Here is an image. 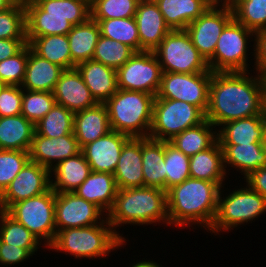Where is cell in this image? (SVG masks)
I'll return each mask as SVG.
<instances>
[{"label": "cell", "mask_w": 266, "mask_h": 267, "mask_svg": "<svg viewBox=\"0 0 266 267\" xmlns=\"http://www.w3.org/2000/svg\"><path fill=\"white\" fill-rule=\"evenodd\" d=\"M100 35L99 25L91 17L86 22L72 27L67 34L71 54V69L81 62L92 60Z\"/></svg>", "instance_id": "32"}, {"label": "cell", "mask_w": 266, "mask_h": 267, "mask_svg": "<svg viewBox=\"0 0 266 267\" xmlns=\"http://www.w3.org/2000/svg\"><path fill=\"white\" fill-rule=\"evenodd\" d=\"M207 119L197 126L175 135L169 142L187 156L195 155L212 147L218 141V132ZM214 130V131H213Z\"/></svg>", "instance_id": "34"}, {"label": "cell", "mask_w": 266, "mask_h": 267, "mask_svg": "<svg viewBox=\"0 0 266 267\" xmlns=\"http://www.w3.org/2000/svg\"><path fill=\"white\" fill-rule=\"evenodd\" d=\"M111 131L108 110L105 104L75 112L73 134L79 147L93 142Z\"/></svg>", "instance_id": "23"}, {"label": "cell", "mask_w": 266, "mask_h": 267, "mask_svg": "<svg viewBox=\"0 0 266 267\" xmlns=\"http://www.w3.org/2000/svg\"><path fill=\"white\" fill-rule=\"evenodd\" d=\"M171 30L186 27L211 5L205 0H154Z\"/></svg>", "instance_id": "31"}, {"label": "cell", "mask_w": 266, "mask_h": 267, "mask_svg": "<svg viewBox=\"0 0 266 267\" xmlns=\"http://www.w3.org/2000/svg\"><path fill=\"white\" fill-rule=\"evenodd\" d=\"M153 52L163 72H212L185 29L171 30Z\"/></svg>", "instance_id": "9"}, {"label": "cell", "mask_w": 266, "mask_h": 267, "mask_svg": "<svg viewBox=\"0 0 266 267\" xmlns=\"http://www.w3.org/2000/svg\"><path fill=\"white\" fill-rule=\"evenodd\" d=\"M250 36L255 37V33L233 18L219 36L213 57L207 62L209 69L212 72L250 71L247 62Z\"/></svg>", "instance_id": "10"}, {"label": "cell", "mask_w": 266, "mask_h": 267, "mask_svg": "<svg viewBox=\"0 0 266 267\" xmlns=\"http://www.w3.org/2000/svg\"><path fill=\"white\" fill-rule=\"evenodd\" d=\"M50 173L51 188L55 193L73 192L87 179L91 168L83 153L80 152L59 162L50 170Z\"/></svg>", "instance_id": "27"}, {"label": "cell", "mask_w": 266, "mask_h": 267, "mask_svg": "<svg viewBox=\"0 0 266 267\" xmlns=\"http://www.w3.org/2000/svg\"><path fill=\"white\" fill-rule=\"evenodd\" d=\"M93 20L98 23L102 36L126 44L135 52H140V38L135 17Z\"/></svg>", "instance_id": "36"}, {"label": "cell", "mask_w": 266, "mask_h": 267, "mask_svg": "<svg viewBox=\"0 0 266 267\" xmlns=\"http://www.w3.org/2000/svg\"><path fill=\"white\" fill-rule=\"evenodd\" d=\"M131 266L132 267H162V265L160 266L156 262L150 261V260L139 261V262H137V263H135V264H133Z\"/></svg>", "instance_id": "52"}, {"label": "cell", "mask_w": 266, "mask_h": 267, "mask_svg": "<svg viewBox=\"0 0 266 267\" xmlns=\"http://www.w3.org/2000/svg\"><path fill=\"white\" fill-rule=\"evenodd\" d=\"M130 139L129 136L111 130L99 139L81 148L91 171L114 173L122 147Z\"/></svg>", "instance_id": "17"}, {"label": "cell", "mask_w": 266, "mask_h": 267, "mask_svg": "<svg viewBox=\"0 0 266 267\" xmlns=\"http://www.w3.org/2000/svg\"><path fill=\"white\" fill-rule=\"evenodd\" d=\"M15 3L19 4V0H14Z\"/></svg>", "instance_id": "58"}, {"label": "cell", "mask_w": 266, "mask_h": 267, "mask_svg": "<svg viewBox=\"0 0 266 267\" xmlns=\"http://www.w3.org/2000/svg\"><path fill=\"white\" fill-rule=\"evenodd\" d=\"M29 161V151L0 150V194Z\"/></svg>", "instance_id": "45"}, {"label": "cell", "mask_w": 266, "mask_h": 267, "mask_svg": "<svg viewBox=\"0 0 266 267\" xmlns=\"http://www.w3.org/2000/svg\"><path fill=\"white\" fill-rule=\"evenodd\" d=\"M264 126H265V141H264V143H266V116H264Z\"/></svg>", "instance_id": "57"}, {"label": "cell", "mask_w": 266, "mask_h": 267, "mask_svg": "<svg viewBox=\"0 0 266 267\" xmlns=\"http://www.w3.org/2000/svg\"><path fill=\"white\" fill-rule=\"evenodd\" d=\"M263 115L266 116V78H264V90H263Z\"/></svg>", "instance_id": "55"}, {"label": "cell", "mask_w": 266, "mask_h": 267, "mask_svg": "<svg viewBox=\"0 0 266 267\" xmlns=\"http://www.w3.org/2000/svg\"><path fill=\"white\" fill-rule=\"evenodd\" d=\"M190 178L209 182H224L227 175L224 168L222 147L217 141L212 147L189 157Z\"/></svg>", "instance_id": "33"}, {"label": "cell", "mask_w": 266, "mask_h": 267, "mask_svg": "<svg viewBox=\"0 0 266 267\" xmlns=\"http://www.w3.org/2000/svg\"><path fill=\"white\" fill-rule=\"evenodd\" d=\"M245 182L252 189L266 198V166L256 169L245 177Z\"/></svg>", "instance_id": "51"}, {"label": "cell", "mask_w": 266, "mask_h": 267, "mask_svg": "<svg viewBox=\"0 0 266 267\" xmlns=\"http://www.w3.org/2000/svg\"><path fill=\"white\" fill-rule=\"evenodd\" d=\"M27 45V39H0V62L15 56Z\"/></svg>", "instance_id": "50"}, {"label": "cell", "mask_w": 266, "mask_h": 267, "mask_svg": "<svg viewBox=\"0 0 266 267\" xmlns=\"http://www.w3.org/2000/svg\"><path fill=\"white\" fill-rule=\"evenodd\" d=\"M212 72L206 119L215 127L263 114L264 78L256 72Z\"/></svg>", "instance_id": "1"}, {"label": "cell", "mask_w": 266, "mask_h": 267, "mask_svg": "<svg viewBox=\"0 0 266 267\" xmlns=\"http://www.w3.org/2000/svg\"><path fill=\"white\" fill-rule=\"evenodd\" d=\"M222 185L223 182L188 178L170 188L167 191L169 224L180 228L198 224L208 231L216 215Z\"/></svg>", "instance_id": "2"}, {"label": "cell", "mask_w": 266, "mask_h": 267, "mask_svg": "<svg viewBox=\"0 0 266 267\" xmlns=\"http://www.w3.org/2000/svg\"><path fill=\"white\" fill-rule=\"evenodd\" d=\"M118 187L112 173L91 171L87 179L73 192L94 203L105 214L112 208Z\"/></svg>", "instance_id": "25"}, {"label": "cell", "mask_w": 266, "mask_h": 267, "mask_svg": "<svg viewBox=\"0 0 266 267\" xmlns=\"http://www.w3.org/2000/svg\"><path fill=\"white\" fill-rule=\"evenodd\" d=\"M28 61V44L15 56L0 62V84L21 86Z\"/></svg>", "instance_id": "46"}, {"label": "cell", "mask_w": 266, "mask_h": 267, "mask_svg": "<svg viewBox=\"0 0 266 267\" xmlns=\"http://www.w3.org/2000/svg\"><path fill=\"white\" fill-rule=\"evenodd\" d=\"M254 65L256 66V72L263 78H266V30L255 33L254 37Z\"/></svg>", "instance_id": "49"}, {"label": "cell", "mask_w": 266, "mask_h": 267, "mask_svg": "<svg viewBox=\"0 0 266 267\" xmlns=\"http://www.w3.org/2000/svg\"><path fill=\"white\" fill-rule=\"evenodd\" d=\"M55 103L53 92L23 89L21 114L35 125Z\"/></svg>", "instance_id": "43"}, {"label": "cell", "mask_w": 266, "mask_h": 267, "mask_svg": "<svg viewBox=\"0 0 266 267\" xmlns=\"http://www.w3.org/2000/svg\"><path fill=\"white\" fill-rule=\"evenodd\" d=\"M27 44L41 58L59 65L64 70L71 69V54L67 35L27 38Z\"/></svg>", "instance_id": "35"}, {"label": "cell", "mask_w": 266, "mask_h": 267, "mask_svg": "<svg viewBox=\"0 0 266 267\" xmlns=\"http://www.w3.org/2000/svg\"><path fill=\"white\" fill-rule=\"evenodd\" d=\"M80 152L81 148L74 134L59 138H48L34 133L29 157L31 162L38 163L51 170L59 162Z\"/></svg>", "instance_id": "18"}, {"label": "cell", "mask_w": 266, "mask_h": 267, "mask_svg": "<svg viewBox=\"0 0 266 267\" xmlns=\"http://www.w3.org/2000/svg\"><path fill=\"white\" fill-rule=\"evenodd\" d=\"M140 0H90L92 19L135 17Z\"/></svg>", "instance_id": "42"}, {"label": "cell", "mask_w": 266, "mask_h": 267, "mask_svg": "<svg viewBox=\"0 0 266 267\" xmlns=\"http://www.w3.org/2000/svg\"><path fill=\"white\" fill-rule=\"evenodd\" d=\"M12 218L25 226L39 241L49 247L56 235L55 192H47L14 203L7 211Z\"/></svg>", "instance_id": "11"}, {"label": "cell", "mask_w": 266, "mask_h": 267, "mask_svg": "<svg viewBox=\"0 0 266 267\" xmlns=\"http://www.w3.org/2000/svg\"><path fill=\"white\" fill-rule=\"evenodd\" d=\"M33 256L27 249L13 246L11 244L0 243V264L1 265H15L20 262L28 260Z\"/></svg>", "instance_id": "48"}, {"label": "cell", "mask_w": 266, "mask_h": 267, "mask_svg": "<svg viewBox=\"0 0 266 267\" xmlns=\"http://www.w3.org/2000/svg\"><path fill=\"white\" fill-rule=\"evenodd\" d=\"M232 19L231 5L210 6L186 27L193 45L206 62L213 57L222 30Z\"/></svg>", "instance_id": "14"}, {"label": "cell", "mask_w": 266, "mask_h": 267, "mask_svg": "<svg viewBox=\"0 0 266 267\" xmlns=\"http://www.w3.org/2000/svg\"><path fill=\"white\" fill-rule=\"evenodd\" d=\"M144 186L166 191L165 141L142 138Z\"/></svg>", "instance_id": "28"}, {"label": "cell", "mask_w": 266, "mask_h": 267, "mask_svg": "<svg viewBox=\"0 0 266 267\" xmlns=\"http://www.w3.org/2000/svg\"><path fill=\"white\" fill-rule=\"evenodd\" d=\"M35 125L22 114L0 117V150L29 151Z\"/></svg>", "instance_id": "30"}, {"label": "cell", "mask_w": 266, "mask_h": 267, "mask_svg": "<svg viewBox=\"0 0 266 267\" xmlns=\"http://www.w3.org/2000/svg\"><path fill=\"white\" fill-rule=\"evenodd\" d=\"M220 189L218 195L217 211L210 227V233L218 235L220 232H226L233 228L252 223L253 219L258 218L266 212V198L252 190L247 184L246 187L235 189L225 197Z\"/></svg>", "instance_id": "7"}, {"label": "cell", "mask_w": 266, "mask_h": 267, "mask_svg": "<svg viewBox=\"0 0 266 267\" xmlns=\"http://www.w3.org/2000/svg\"><path fill=\"white\" fill-rule=\"evenodd\" d=\"M217 131L220 145L264 143V115L229 121Z\"/></svg>", "instance_id": "24"}, {"label": "cell", "mask_w": 266, "mask_h": 267, "mask_svg": "<svg viewBox=\"0 0 266 267\" xmlns=\"http://www.w3.org/2000/svg\"><path fill=\"white\" fill-rule=\"evenodd\" d=\"M26 38L67 35L91 17L90 0H38L25 6Z\"/></svg>", "instance_id": "4"}, {"label": "cell", "mask_w": 266, "mask_h": 267, "mask_svg": "<svg viewBox=\"0 0 266 267\" xmlns=\"http://www.w3.org/2000/svg\"><path fill=\"white\" fill-rule=\"evenodd\" d=\"M74 112L57 103L35 124V133L48 138L73 134Z\"/></svg>", "instance_id": "37"}, {"label": "cell", "mask_w": 266, "mask_h": 267, "mask_svg": "<svg viewBox=\"0 0 266 267\" xmlns=\"http://www.w3.org/2000/svg\"><path fill=\"white\" fill-rule=\"evenodd\" d=\"M134 53L128 45L100 35L92 60L118 70Z\"/></svg>", "instance_id": "40"}, {"label": "cell", "mask_w": 266, "mask_h": 267, "mask_svg": "<svg viewBox=\"0 0 266 267\" xmlns=\"http://www.w3.org/2000/svg\"><path fill=\"white\" fill-rule=\"evenodd\" d=\"M162 73L161 65L154 52H135L117 70V88L156 96Z\"/></svg>", "instance_id": "13"}, {"label": "cell", "mask_w": 266, "mask_h": 267, "mask_svg": "<svg viewBox=\"0 0 266 267\" xmlns=\"http://www.w3.org/2000/svg\"><path fill=\"white\" fill-rule=\"evenodd\" d=\"M124 243L105 218L100 224L57 231L48 248L65 252L66 255L69 253L78 259H102Z\"/></svg>", "instance_id": "6"}, {"label": "cell", "mask_w": 266, "mask_h": 267, "mask_svg": "<svg viewBox=\"0 0 266 267\" xmlns=\"http://www.w3.org/2000/svg\"><path fill=\"white\" fill-rule=\"evenodd\" d=\"M63 71L59 65L35 54L28 45V61L21 87L29 91L53 92Z\"/></svg>", "instance_id": "26"}, {"label": "cell", "mask_w": 266, "mask_h": 267, "mask_svg": "<svg viewBox=\"0 0 266 267\" xmlns=\"http://www.w3.org/2000/svg\"><path fill=\"white\" fill-rule=\"evenodd\" d=\"M207 3H209L211 6H228L231 5L233 0H205Z\"/></svg>", "instance_id": "53"}, {"label": "cell", "mask_w": 266, "mask_h": 267, "mask_svg": "<svg viewBox=\"0 0 266 267\" xmlns=\"http://www.w3.org/2000/svg\"><path fill=\"white\" fill-rule=\"evenodd\" d=\"M135 20L140 38V52H153L171 31L154 0H140Z\"/></svg>", "instance_id": "19"}, {"label": "cell", "mask_w": 266, "mask_h": 267, "mask_svg": "<svg viewBox=\"0 0 266 267\" xmlns=\"http://www.w3.org/2000/svg\"><path fill=\"white\" fill-rule=\"evenodd\" d=\"M53 95L57 104L74 113L98 104L76 68L61 73Z\"/></svg>", "instance_id": "20"}, {"label": "cell", "mask_w": 266, "mask_h": 267, "mask_svg": "<svg viewBox=\"0 0 266 267\" xmlns=\"http://www.w3.org/2000/svg\"><path fill=\"white\" fill-rule=\"evenodd\" d=\"M38 0H19V5L26 6L32 3H36Z\"/></svg>", "instance_id": "56"}, {"label": "cell", "mask_w": 266, "mask_h": 267, "mask_svg": "<svg viewBox=\"0 0 266 267\" xmlns=\"http://www.w3.org/2000/svg\"><path fill=\"white\" fill-rule=\"evenodd\" d=\"M14 3V0H0V12L8 9Z\"/></svg>", "instance_id": "54"}, {"label": "cell", "mask_w": 266, "mask_h": 267, "mask_svg": "<svg viewBox=\"0 0 266 267\" xmlns=\"http://www.w3.org/2000/svg\"><path fill=\"white\" fill-rule=\"evenodd\" d=\"M233 18L257 33L266 30V0H233Z\"/></svg>", "instance_id": "39"}, {"label": "cell", "mask_w": 266, "mask_h": 267, "mask_svg": "<svg viewBox=\"0 0 266 267\" xmlns=\"http://www.w3.org/2000/svg\"><path fill=\"white\" fill-rule=\"evenodd\" d=\"M221 147L226 174V168L229 165L237 171H241L240 173L244 176L243 178L256 169L266 166L264 143L221 145Z\"/></svg>", "instance_id": "29"}, {"label": "cell", "mask_w": 266, "mask_h": 267, "mask_svg": "<svg viewBox=\"0 0 266 267\" xmlns=\"http://www.w3.org/2000/svg\"><path fill=\"white\" fill-rule=\"evenodd\" d=\"M91 95L98 104H104L117 90V70L94 60L75 66Z\"/></svg>", "instance_id": "22"}, {"label": "cell", "mask_w": 266, "mask_h": 267, "mask_svg": "<svg viewBox=\"0 0 266 267\" xmlns=\"http://www.w3.org/2000/svg\"><path fill=\"white\" fill-rule=\"evenodd\" d=\"M23 88L16 85L0 86V117L21 114Z\"/></svg>", "instance_id": "47"}, {"label": "cell", "mask_w": 266, "mask_h": 267, "mask_svg": "<svg viewBox=\"0 0 266 267\" xmlns=\"http://www.w3.org/2000/svg\"><path fill=\"white\" fill-rule=\"evenodd\" d=\"M212 72H163L155 98L181 100L193 104L206 113Z\"/></svg>", "instance_id": "12"}, {"label": "cell", "mask_w": 266, "mask_h": 267, "mask_svg": "<svg viewBox=\"0 0 266 267\" xmlns=\"http://www.w3.org/2000/svg\"><path fill=\"white\" fill-rule=\"evenodd\" d=\"M205 120V113L193 104L181 100L155 98L148 137L169 141L175 135Z\"/></svg>", "instance_id": "8"}, {"label": "cell", "mask_w": 266, "mask_h": 267, "mask_svg": "<svg viewBox=\"0 0 266 267\" xmlns=\"http://www.w3.org/2000/svg\"><path fill=\"white\" fill-rule=\"evenodd\" d=\"M142 167V138H130L113 173L118 189L144 187Z\"/></svg>", "instance_id": "21"}, {"label": "cell", "mask_w": 266, "mask_h": 267, "mask_svg": "<svg viewBox=\"0 0 266 267\" xmlns=\"http://www.w3.org/2000/svg\"><path fill=\"white\" fill-rule=\"evenodd\" d=\"M105 216L98 206L78 197L74 192L55 193L56 232L100 224Z\"/></svg>", "instance_id": "16"}, {"label": "cell", "mask_w": 266, "mask_h": 267, "mask_svg": "<svg viewBox=\"0 0 266 267\" xmlns=\"http://www.w3.org/2000/svg\"><path fill=\"white\" fill-rule=\"evenodd\" d=\"M155 96L140 91L118 89L104 104L113 131L130 138L149 136Z\"/></svg>", "instance_id": "5"}, {"label": "cell", "mask_w": 266, "mask_h": 267, "mask_svg": "<svg viewBox=\"0 0 266 267\" xmlns=\"http://www.w3.org/2000/svg\"><path fill=\"white\" fill-rule=\"evenodd\" d=\"M0 39H27L24 6L14 3L0 12Z\"/></svg>", "instance_id": "44"}, {"label": "cell", "mask_w": 266, "mask_h": 267, "mask_svg": "<svg viewBox=\"0 0 266 267\" xmlns=\"http://www.w3.org/2000/svg\"><path fill=\"white\" fill-rule=\"evenodd\" d=\"M115 233L125 242L123 234L116 231L122 224L150 225L156 222L169 225L167 192L155 187L118 189L112 208L106 214ZM115 228V229H114Z\"/></svg>", "instance_id": "3"}, {"label": "cell", "mask_w": 266, "mask_h": 267, "mask_svg": "<svg viewBox=\"0 0 266 267\" xmlns=\"http://www.w3.org/2000/svg\"><path fill=\"white\" fill-rule=\"evenodd\" d=\"M39 241L25 226L6 211L0 210V243L27 249L32 255L39 249Z\"/></svg>", "instance_id": "38"}, {"label": "cell", "mask_w": 266, "mask_h": 267, "mask_svg": "<svg viewBox=\"0 0 266 267\" xmlns=\"http://www.w3.org/2000/svg\"><path fill=\"white\" fill-rule=\"evenodd\" d=\"M190 158L169 141H165L166 192L190 178Z\"/></svg>", "instance_id": "41"}, {"label": "cell", "mask_w": 266, "mask_h": 267, "mask_svg": "<svg viewBox=\"0 0 266 267\" xmlns=\"http://www.w3.org/2000/svg\"><path fill=\"white\" fill-rule=\"evenodd\" d=\"M50 175L48 168L29 161L0 194V210L7 211L14 203L47 192L51 188Z\"/></svg>", "instance_id": "15"}]
</instances>
